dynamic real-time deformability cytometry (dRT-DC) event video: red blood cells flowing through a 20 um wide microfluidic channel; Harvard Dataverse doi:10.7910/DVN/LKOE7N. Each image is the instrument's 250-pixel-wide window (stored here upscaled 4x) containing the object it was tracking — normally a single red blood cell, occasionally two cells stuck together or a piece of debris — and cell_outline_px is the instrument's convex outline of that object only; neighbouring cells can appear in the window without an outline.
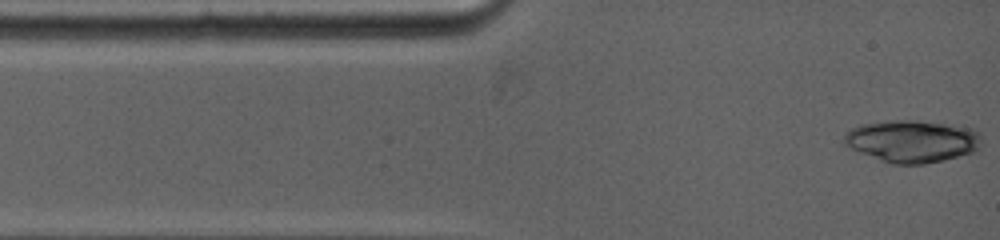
{"species": "common noctule bat (a hibernating species)", "species_latin": "Nyctalus noctula", "temperature_condition": "warm", "stored_images_in_passage": 5, "camera_frame_rate_fps": 5000, "um_per_image_px": 0.085, "animal": {"sex": "female", "body_mass_g": 19.0, "forearm_length_mm": 53.3}, "frame": {"image": 1, "passage_image": 1, "time_ms": 0.0, "image_size_px": [1000, 240], "cell_outline_px": [[980, 148], [972, 152], [944, 160], [924, 164], [892, 164], [848, 148], [840, 140], [852, 128], [864, 124], [896, 120], [900, 120], [944, 124], [972, 128], [980, 132]], "centroid_in_image_um": [77.52, 12.02], "position_along_channel_um": 7.5, "area_um2": 33.47}}